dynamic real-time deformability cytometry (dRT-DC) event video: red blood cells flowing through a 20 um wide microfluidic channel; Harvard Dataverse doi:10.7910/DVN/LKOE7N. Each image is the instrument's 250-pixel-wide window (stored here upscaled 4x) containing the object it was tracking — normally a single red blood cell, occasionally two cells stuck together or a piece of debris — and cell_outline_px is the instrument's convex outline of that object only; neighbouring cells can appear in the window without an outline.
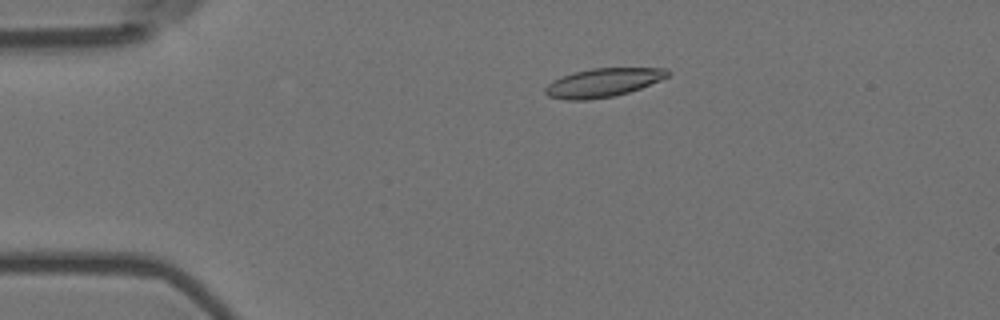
{"species": "Egyptian fruit bat (a non-hibernating species)", "species_latin": "Rousettus aegyptiacus", "temperature_condition": "room temperature", "stored_images_in_passage": 5, "camera_frame_rate_fps": 3000, "um_per_image_px": 0.085, "animal": {"sex": "female"}, "frame": {"image": 1, "passage_image": 3, "time_ms": 0.667, "image_size_px": [1000, 320], "cell_outline_px": [[668, 76], [660, 80], [640, 88], [628, 92], [612, 96], [588, 100], [564, 100], [548, 96], [544, 92], [544, 88], [552, 80], [576, 72], [592, 68], [668, 68]], "centroid_in_image_um": [51.22, 7.03], "position_along_channel_um": 33.8, "area_um2": 20.23}}
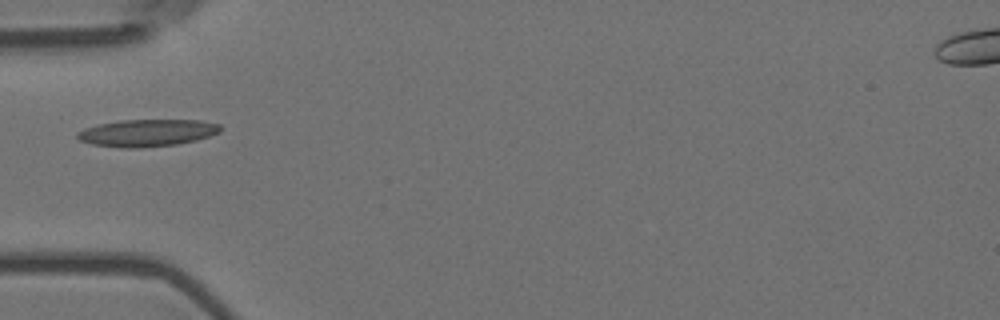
{"frame": {"image": 2, "passage_image": 5, "time_ms": 1.333, "image_size_px": [1000, 320], "cell_outline_px": [[220, 132], [196, 140], [176, 144], [140, 148], [120, 148], [92, 144], [80, 140], [76, 136], [76, 132], [84, 128], [100, 124], [120, 120], [200, 120], [220, 124]], "centroid_in_image_um": [12.48, 11.29], "position_along_channel_um": 72.5, "area_um2": 22.6}}